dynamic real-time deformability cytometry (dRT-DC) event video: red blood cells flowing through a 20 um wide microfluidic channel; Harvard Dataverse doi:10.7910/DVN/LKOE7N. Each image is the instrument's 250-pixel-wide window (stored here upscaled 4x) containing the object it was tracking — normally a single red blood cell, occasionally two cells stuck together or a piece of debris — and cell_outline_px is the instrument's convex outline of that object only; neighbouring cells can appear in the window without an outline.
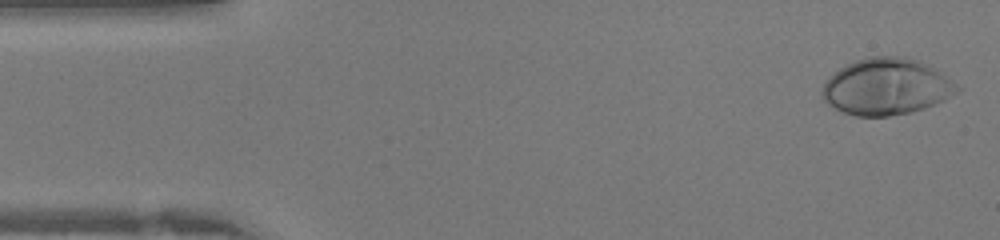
{"species": "human", "species_latin": "Homo sapiens", "temperature_condition": "warm", "stored_images_in_passage": 41, "camera_frame_rate_fps": 3000, "um_per_image_px": 0.085, "donor": {"sex": "female"}, "frame": {"image": 1, "passage_image": 1, "time_ms": 0.0, "image_size_px": [1000, 240], "cell_outline_px": [[960, 88], [956, 92], [944, 100], [924, 108], [912, 112], [888, 116], [856, 116], [844, 112], [828, 104], [820, 96], [820, 92], [828, 76], [840, 68], [856, 60], [868, 56], [904, 56], [920, 60], [928, 64], [952, 80]], "centroid_in_image_um": [75.32, 7.36], "position_along_channel_um": 9.7, "area_um2": 44.51}}
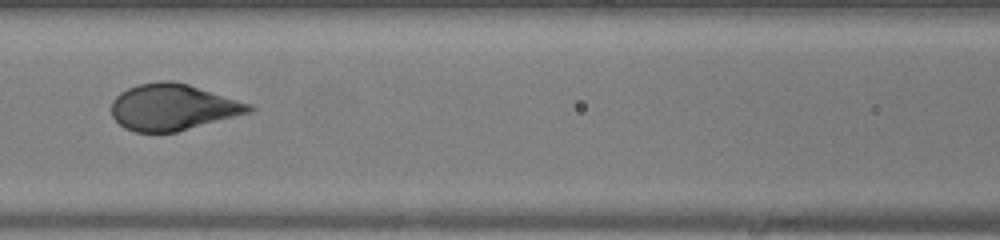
{"frame": {"image": 2, "passage_image": 17, "time_ms": 5.333, "image_size_px": [1000, 240], "cell_outline_px": [[256, 108], [252, 112], [176, 132], [136, 132], [124, 128], [112, 116], [112, 100], [120, 92], [128, 88], [140, 84], [160, 80], [172, 80], [188, 84], [252, 104]], "centroid_in_image_um": [14.7, 9.1], "position_along_channel_um": 151.9, "area_um2": 37.17}}
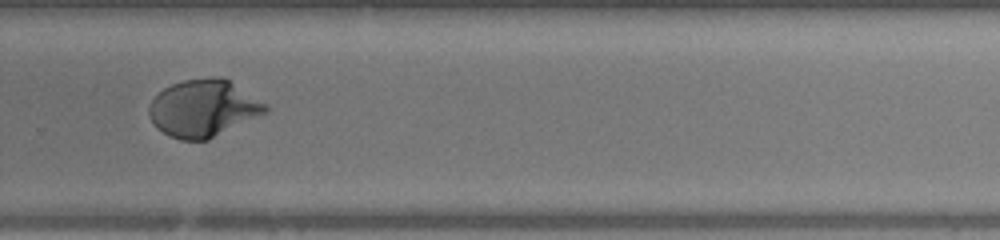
{"frame": {"image": 3, "passage_image": 27, "time_ms": 8.667, "image_size_px": [1000, 240], "cell_outline_px": [[268, 112], [208, 140], [180, 140], [168, 136], [156, 128], [148, 112], [148, 108], [152, 100], [164, 88], [172, 84], [184, 80], [216, 76], [224, 76], [268, 104]], "centroid_in_image_um": [17.31, 9.2], "position_along_channel_um": 312.5, "area_um2": 39.02}}